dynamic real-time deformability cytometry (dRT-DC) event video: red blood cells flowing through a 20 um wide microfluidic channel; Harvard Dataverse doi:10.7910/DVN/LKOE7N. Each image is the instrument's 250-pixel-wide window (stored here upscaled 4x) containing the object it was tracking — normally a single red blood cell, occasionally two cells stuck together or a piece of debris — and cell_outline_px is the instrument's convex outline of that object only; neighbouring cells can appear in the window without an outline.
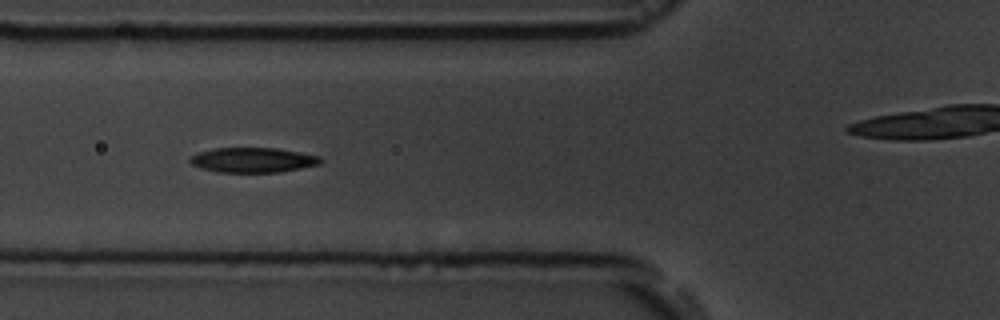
{"species": "common noctule bat (a hibernating species)", "species_latin": "Nyctalus noctula", "temperature_condition": "room temperature", "stored_images_in_passage": 8, "camera_frame_rate_fps": 3000, "um_per_image_px": 0.085, "animal": {"sex": "male", "body_mass_g": 19.5, "forearm_length_mm": 54.6}, "frame": {"image": 1, "passage_image": 6, "time_ms": 5.667, "image_size_px": [1000, 320], "cell_outline_px": [[324, 160], [320, 164], [280, 172], [216, 172], [200, 168], [192, 164], [188, 160], [196, 152], [212, 148], [276, 148], [300, 152], [320, 156]], "centroid_in_image_um": [21.48, 13.6], "position_along_channel_um": 104.3, "area_um2": 19.07}}
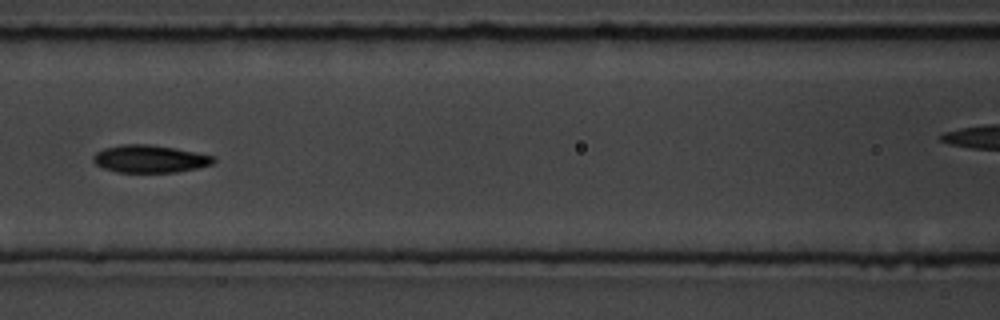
{"frame": {"image": 2, "passage_image": 7, "time_ms": 7.0, "image_size_px": [1000, 320], "cell_outline_px": [[216, 160], [212, 164], [196, 168], [176, 172], [116, 172], [104, 168], [96, 164], [92, 160], [92, 156], [96, 152], [104, 148], [124, 144], [148, 144], [176, 148], [216, 156]], "centroid_in_image_um": [12.74, 13.5], "position_along_channel_um": 153.9, "area_um2": 19.36}}